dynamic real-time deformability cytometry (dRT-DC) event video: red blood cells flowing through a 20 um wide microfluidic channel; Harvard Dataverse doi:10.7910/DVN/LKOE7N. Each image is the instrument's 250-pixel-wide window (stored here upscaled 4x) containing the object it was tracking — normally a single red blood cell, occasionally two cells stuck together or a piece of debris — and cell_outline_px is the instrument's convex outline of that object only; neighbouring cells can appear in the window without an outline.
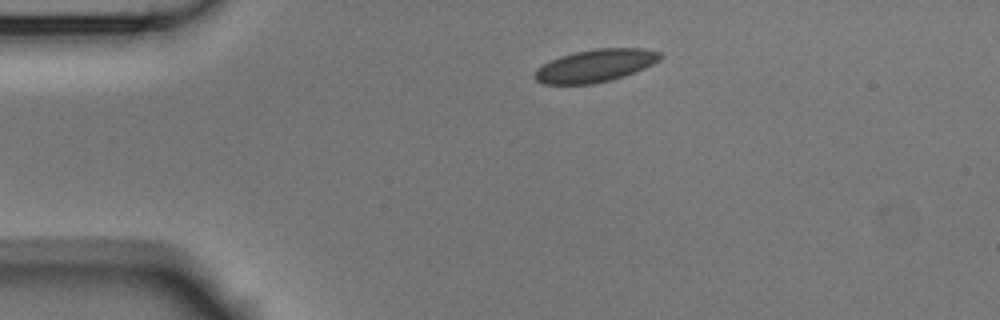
{"species": "Egyptian fruit bat (a non-hibernating species)", "species_latin": "Rousettus aegyptiacus", "temperature_condition": "room temperature", "stored_images_in_passage": 4, "camera_frame_rate_fps": 3000, "um_per_image_px": 0.085, "animal": {"sex": "male"}, "frame": {"image": 1, "passage_image": 1, "time_ms": 0.0, "image_size_px": [1000, 320], "cell_outline_px": [[664, 56], [660, 60], [644, 68], [624, 76], [612, 80], [592, 84], [544, 84], [536, 80], [532, 76], [536, 68], [560, 56], [576, 52], [596, 48], [640, 48], [660, 52]], "centroid_in_image_um": [50.6, 5.58], "position_along_channel_um": 34.4, "area_um2": 23.87}}
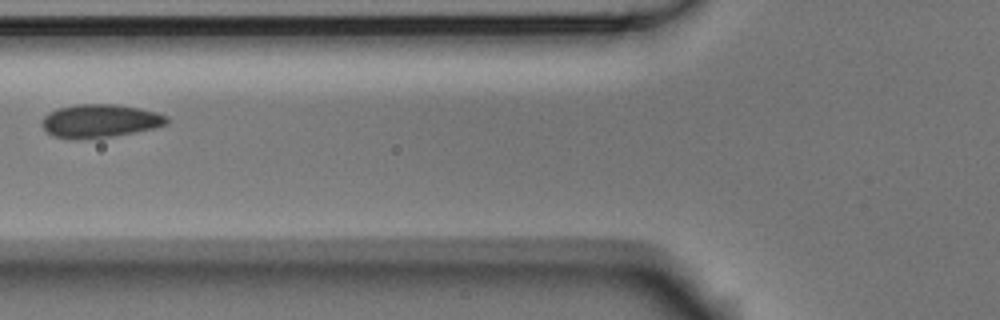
{"frame": {"image": 2, "passage_image": 3, "time_ms": 0.667, "image_size_px": [1000, 320], "cell_outline_px": [[168, 124], [156, 128], [136, 132], [112, 136], [80, 140], [76, 140], [52, 136], [40, 124], [44, 116], [48, 112], [56, 108], [76, 104], [116, 104], [140, 108], [156, 112], [168, 116]], "centroid_in_image_um": [8.49, 10.28], "position_along_channel_um": 117.3, "area_um2": 24.62}}
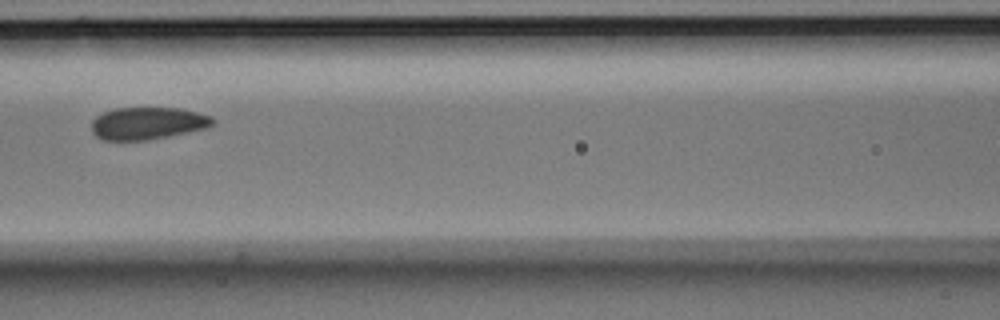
{"frame": {"image": 3, "passage_image": 4, "time_ms": 1.0, "image_size_px": [1000, 320], "cell_outline_px": [[216, 124], [208, 128], [148, 140], [100, 140], [92, 132], [92, 120], [96, 116], [104, 112], [116, 108], [180, 108], [212, 116], [216, 120]], "centroid_in_image_um": [12.58, 10.48], "position_along_channel_um": 154.0, "area_um2": 23.0}}